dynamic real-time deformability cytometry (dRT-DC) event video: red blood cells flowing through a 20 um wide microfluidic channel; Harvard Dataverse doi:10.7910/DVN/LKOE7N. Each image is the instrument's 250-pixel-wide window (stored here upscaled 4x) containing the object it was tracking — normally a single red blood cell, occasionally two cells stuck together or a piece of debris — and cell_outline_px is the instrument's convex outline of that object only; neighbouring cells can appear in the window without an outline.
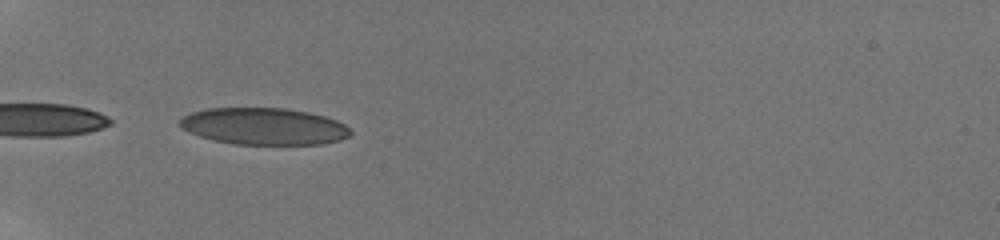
{"species": "human", "species_latin": "Homo sapiens", "temperature_condition": "room temperature", "stored_images_in_passage": 2, "camera_frame_rate_fps": 3000, "um_per_image_px": 0.085, "donor": {"sex": "male"}, "frame": {"image": 1, "passage_image": 1, "time_ms": 0.0, "image_size_px": [1000, 240], "cell_outline_px": [[352, 132], [348, 136], [340, 140], [320, 144], [236, 144], [212, 140], [188, 132], [180, 128], [180, 120], [184, 116], [192, 112], [204, 108], [288, 108], [308, 112], [324, 116], [336, 120], [344, 124]], "centroid_in_image_um": [22.41, 10.73], "position_along_channel_um": 62.6, "area_um2": 36.65}}